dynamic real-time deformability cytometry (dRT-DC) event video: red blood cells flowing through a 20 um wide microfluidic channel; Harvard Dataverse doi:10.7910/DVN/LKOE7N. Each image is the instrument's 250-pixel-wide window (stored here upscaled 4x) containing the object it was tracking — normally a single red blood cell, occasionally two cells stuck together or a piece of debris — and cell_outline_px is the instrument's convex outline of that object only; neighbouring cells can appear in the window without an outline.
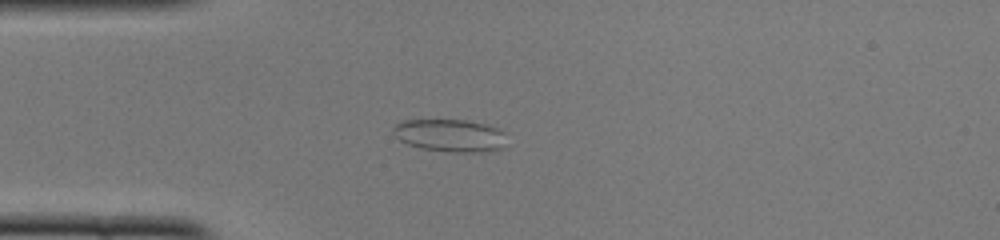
{"species": "common noctule bat (a hibernating species)", "species_latin": "Nyctalus noctula", "temperature_condition": "cold", "stored_images_in_passage": 39, "camera_frame_rate_fps": 3000, "um_per_image_px": 0.085, "animal": {"sex": "female", "body_mass_g": 22.0, "forearm_length_mm": 56.7}, "frame": {"image": 1, "passage_image": 2, "time_ms": 0.333, "image_size_px": [1000, 240], "cell_outline_px": [[504, 132], [500, 148], [484, 152], [444, 152], [420, 148], [408, 144], [400, 140], [392, 132], [392, 128], [396, 124], [404, 120], [468, 120], [484, 124], [496, 128]], "centroid_in_image_um": [38.18, 11.51], "position_along_channel_um": 46.8, "area_um2": 21.33}}
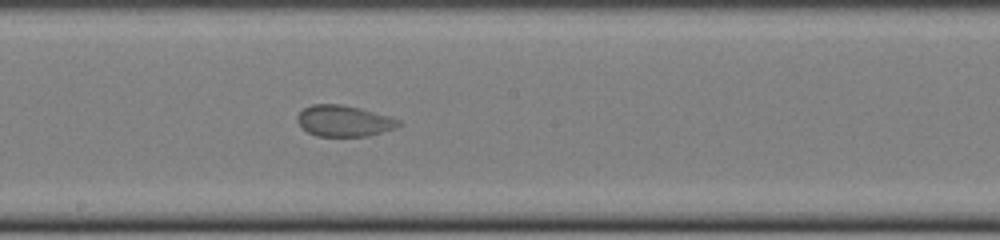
{"frame": {"image": 2, "passage_image": 16, "time_ms": 5.0, "image_size_px": [1000, 240], "cell_outline_px": [[400, 124], [396, 128], [368, 136], [316, 136], [308, 132], [296, 120], [296, 116], [304, 108], [312, 104], [340, 104], [360, 108], [388, 116], [400, 120]], "centroid_in_image_um": [29.22, 10.28], "position_along_channel_um": 219.0, "area_um2": 18.26}}
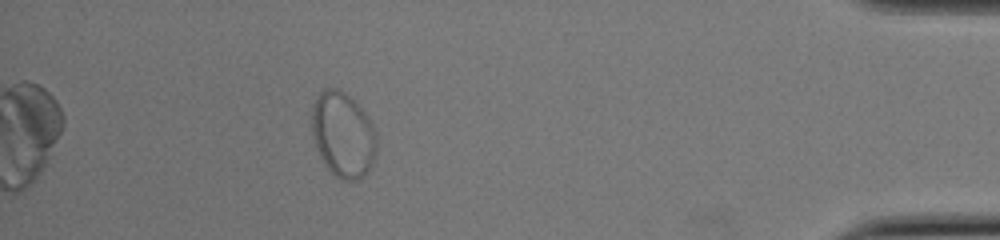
{"frame": {"image": 3, "passage_image": 34, "time_ms": 11.0, "image_size_px": [1000, 240], "cell_outline_px": [[376, 152], [372, 168], [364, 176], [352, 180], [340, 180], [324, 164], [320, 156], [316, 144], [312, 128], [312, 108], [316, 96], [324, 88], [340, 88], [368, 116], [376, 132]], "centroid_in_image_um": [29.17, 11.45], "position_along_channel_um": 406.0, "area_um2": 32.14}}